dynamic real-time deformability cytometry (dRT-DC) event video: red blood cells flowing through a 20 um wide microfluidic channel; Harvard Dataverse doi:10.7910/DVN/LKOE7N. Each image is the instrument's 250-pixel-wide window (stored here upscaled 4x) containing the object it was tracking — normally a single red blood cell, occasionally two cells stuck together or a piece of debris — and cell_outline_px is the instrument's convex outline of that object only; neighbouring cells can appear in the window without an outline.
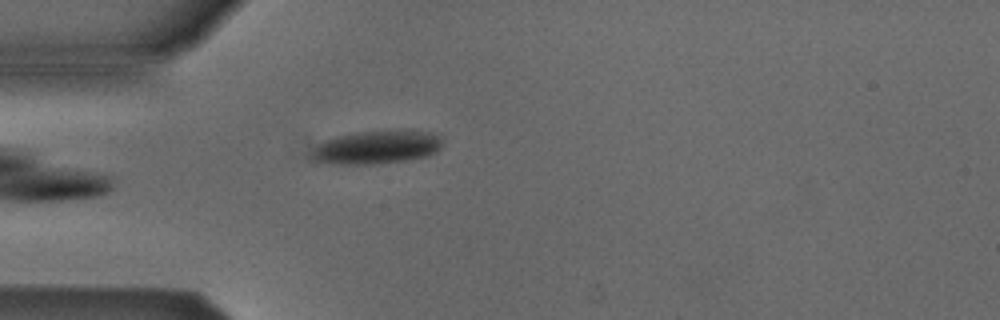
{"species": "Egyptian fruit bat (a non-hibernating species)", "species_latin": "Rousettus aegyptiacus", "temperature_condition": "cold", "stored_images_in_passage": 5, "camera_frame_rate_fps": 3000, "um_per_image_px": 0.085, "animal": {"sex": "male"}, "frame": {"image": 1, "passage_image": 5, "time_ms": 1.333, "image_size_px": [1000, 320], "cell_outline_px": [[444, 144], [436, 152], [424, 156], [404, 160], [372, 164], [340, 164], [312, 160], [312, 152], [316, 144], [324, 140], [336, 136], [352, 132], [404, 128], [412, 128], [436, 132], [444, 136]], "centroid_in_image_um": [32.12, 12.44], "position_along_channel_um": 52.9, "area_um2": 26.41}}